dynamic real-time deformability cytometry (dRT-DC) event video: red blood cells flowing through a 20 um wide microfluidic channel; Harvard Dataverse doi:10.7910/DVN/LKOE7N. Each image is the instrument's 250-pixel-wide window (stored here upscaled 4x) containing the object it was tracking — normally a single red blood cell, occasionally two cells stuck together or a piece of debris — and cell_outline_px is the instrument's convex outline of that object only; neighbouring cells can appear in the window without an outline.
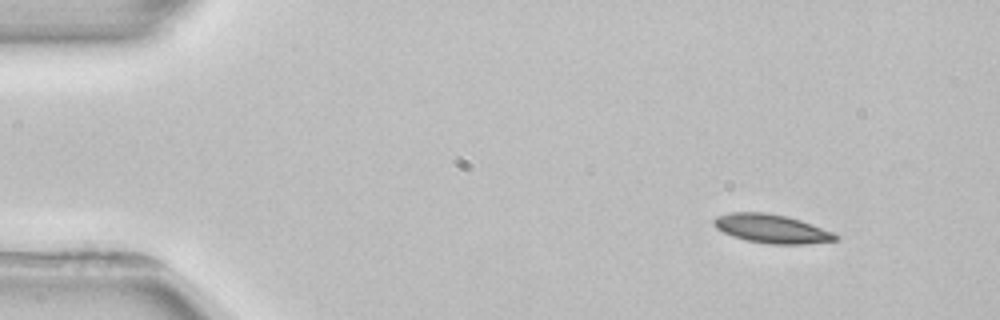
{"species": "common noctule bat (a hibernating species)", "species_latin": "Nyctalus noctula", "temperature_condition": "room temperature", "stored_images_in_passage": 3, "camera_frame_rate_fps": 3000, "um_per_image_px": 0.085, "animal": {"sex": "female", "body_mass_g": 22.7, "forearm_length_mm": 54.2}, "frame": {"image": 1, "passage_image": 1, "time_ms": 0.0, "image_size_px": [1000, 320], "cell_outline_px": [[840, 236], [836, 240], [804, 244], [768, 244], [748, 240], [732, 236], [716, 228], [712, 224], [712, 220], [716, 216], [732, 212], [764, 212], [788, 216], [800, 220], [832, 232]], "centroid_in_image_um": [65.55, 19.43], "position_along_channel_um": 19.4, "area_um2": 20.29}}